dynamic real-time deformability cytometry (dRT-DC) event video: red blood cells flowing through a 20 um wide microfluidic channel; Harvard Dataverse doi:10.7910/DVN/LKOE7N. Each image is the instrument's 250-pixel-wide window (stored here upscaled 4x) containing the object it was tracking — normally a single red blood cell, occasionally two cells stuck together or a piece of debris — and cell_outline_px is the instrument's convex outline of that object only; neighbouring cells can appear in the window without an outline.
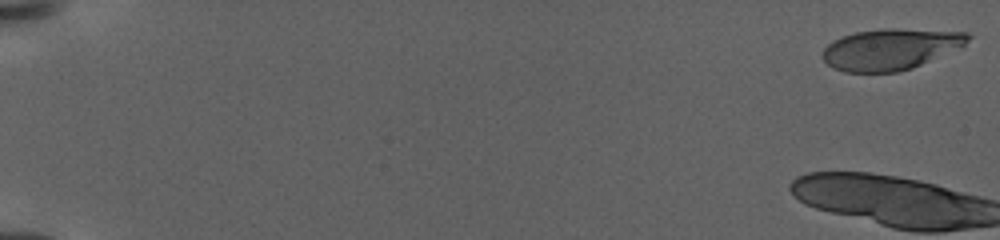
{"species": "human", "species_latin": "Homo sapiens", "temperature_condition": "warm", "stored_images_in_passage": 25, "camera_frame_rate_fps": 3000, "um_per_image_px": 0.085, "donor": {"sex": "female"}, "frame": {"image": 1, "passage_image": 1, "time_ms": 0.0, "image_size_px": [1000, 240], "cell_outline_px": [[972, 36], [964, 44], [912, 68], [896, 72], [844, 72], [832, 68], [824, 60], [824, 48], [832, 40], [856, 32], [884, 28], [892, 28], [968, 32]], "centroid_in_image_um": [75.65, 4.17], "position_along_channel_um": 9.3, "area_um2": 34.33}}